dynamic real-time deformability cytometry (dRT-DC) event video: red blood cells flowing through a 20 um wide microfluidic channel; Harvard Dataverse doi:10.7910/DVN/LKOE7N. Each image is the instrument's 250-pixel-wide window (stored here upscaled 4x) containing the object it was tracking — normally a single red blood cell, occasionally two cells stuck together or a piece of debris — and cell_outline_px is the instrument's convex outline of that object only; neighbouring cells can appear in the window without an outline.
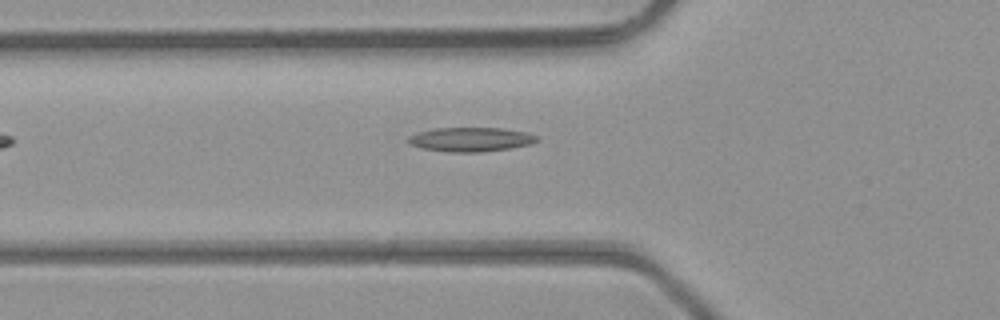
{"species": "common noctule bat (a hibernating species)", "species_latin": "Nyctalus noctula", "temperature_condition": "room temperature", "stored_images_in_passage": 3, "camera_frame_rate_fps": 3000, "um_per_image_px": 0.085, "animal": {"sex": "male", "body_mass_g": 23.1, "forearm_length_mm": 52.7}, "frame": {"image": 1, "passage_image": 3, "time_ms": 0.667, "image_size_px": [1000, 320], "cell_outline_px": [[540, 140], [532, 144], [508, 148], [480, 152], [448, 152], [424, 148], [408, 144], [404, 140], [408, 136], [432, 128], [500, 128], [524, 132], [540, 136]], "centroid_in_image_um": [40.0, 11.85], "position_along_channel_um": 85.8, "area_um2": 18.21}}